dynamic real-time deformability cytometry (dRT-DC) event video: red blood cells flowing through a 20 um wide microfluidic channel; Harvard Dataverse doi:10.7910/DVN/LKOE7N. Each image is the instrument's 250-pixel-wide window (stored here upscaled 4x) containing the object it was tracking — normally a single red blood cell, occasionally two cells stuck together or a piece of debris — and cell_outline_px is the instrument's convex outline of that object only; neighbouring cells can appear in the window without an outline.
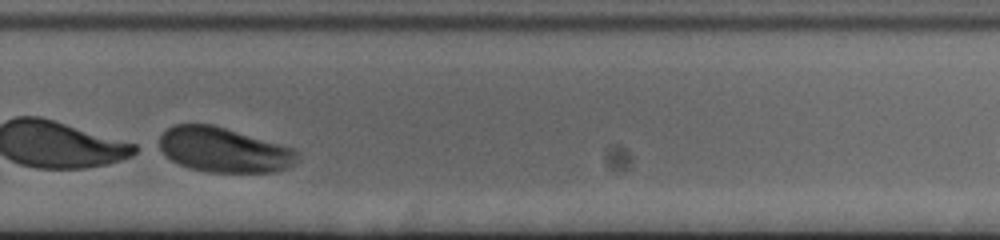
{"species": "human", "species_latin": "Homo sapiens", "temperature_condition": "cold", "stored_images_in_passage": 31, "camera_frame_rate_fps": 3000, "um_per_image_px": 0.085, "donor": {"sex": "female"}, "frame": {"image": 1, "passage_image": 24, "time_ms": 7.667, "image_size_px": [1000, 240], "cell_outline_px": [[296, 160], [288, 168], [276, 172], [208, 172], [188, 168], [172, 160], [156, 148], [160, 136], [172, 124], [212, 124], [292, 148], [296, 152]], "centroid_in_image_um": [18.94, 12.74], "position_along_channel_um": 310.9, "area_um2": 35.89}}